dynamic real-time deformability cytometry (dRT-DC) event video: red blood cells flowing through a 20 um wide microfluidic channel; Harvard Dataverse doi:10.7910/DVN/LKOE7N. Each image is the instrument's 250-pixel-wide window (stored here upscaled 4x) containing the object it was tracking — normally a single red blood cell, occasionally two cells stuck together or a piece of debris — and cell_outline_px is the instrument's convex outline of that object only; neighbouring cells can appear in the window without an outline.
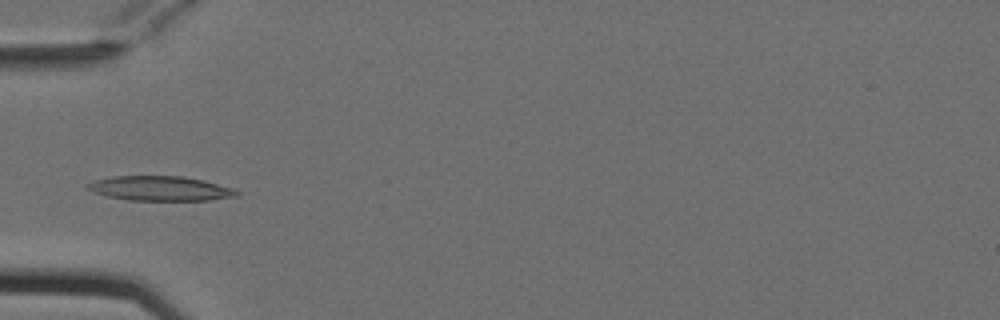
{"species": "Egyptian fruit bat (a non-hibernating species)", "species_latin": "Rousettus aegyptiacus", "temperature_condition": "cold", "stored_images_in_passage": 6, "camera_frame_rate_fps": 3000, "um_per_image_px": 0.085, "animal": {"sex": "female"}, "frame": {"image": 1, "passage_image": 5, "time_ms": 1.333, "image_size_px": [1000, 320], "cell_outline_px": [[240, 192], [236, 196], [208, 200], [128, 200], [108, 196], [92, 192], [84, 188], [84, 184], [96, 180], [112, 176], [184, 176], [204, 180], [232, 188]], "centroid_in_image_um": [13.56, 16.01], "position_along_channel_um": 71.4, "area_um2": 21.44}}
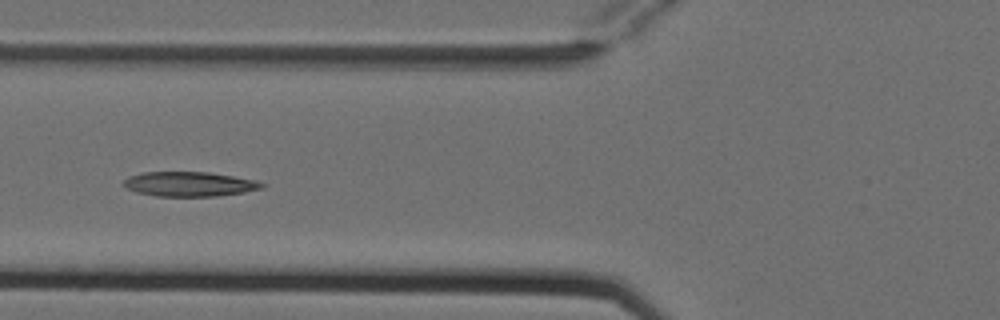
{"frame": {"image": 2, "passage_image": 6, "time_ms": 1.667, "image_size_px": [1000, 320], "cell_outline_px": [[264, 188], [244, 192], [216, 196], [156, 196], [136, 192], [128, 188], [124, 184], [124, 180], [128, 176], [144, 172], [208, 172], [232, 176], [252, 180], [264, 184]], "centroid_in_image_um": [16.07, 15.65], "position_along_channel_um": 109.7, "area_um2": 19.59}}